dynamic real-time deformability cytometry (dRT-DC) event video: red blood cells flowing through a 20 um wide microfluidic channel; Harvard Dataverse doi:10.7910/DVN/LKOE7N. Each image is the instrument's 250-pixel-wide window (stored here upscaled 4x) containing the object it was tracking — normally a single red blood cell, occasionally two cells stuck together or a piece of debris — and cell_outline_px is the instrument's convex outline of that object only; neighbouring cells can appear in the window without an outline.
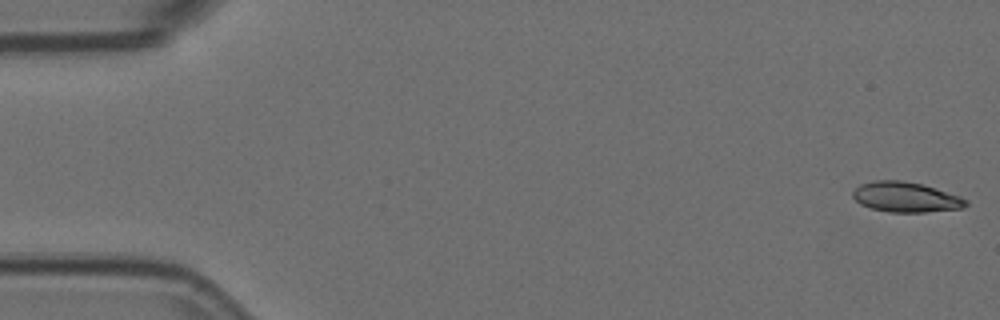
{"species": "Egyptian fruit bat (a non-hibernating species)", "species_latin": "Rousettus aegyptiacus", "temperature_condition": "room temperature", "stored_images_in_passage": 9, "camera_frame_rate_fps": 3000, "um_per_image_px": 0.085, "animal": {"sex": "female"}, "frame": {"image": 1, "passage_image": 1, "time_ms": 0.0, "image_size_px": [1000, 320], "cell_outline_px": [[968, 204], [964, 208], [924, 212], [888, 212], [872, 208], [860, 204], [852, 196], [852, 192], [860, 184], [872, 180], [900, 180], [924, 184], [960, 196], [968, 200]], "centroid_in_image_um": [77.0, 16.74], "position_along_channel_um": 8.0, "area_um2": 20.0}}
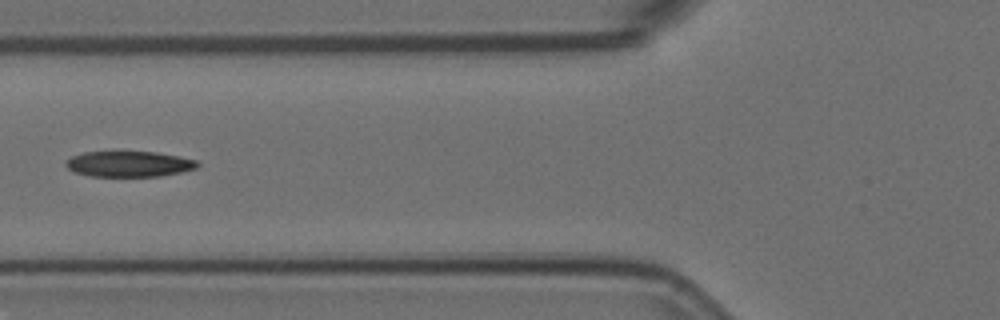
{"frame": {"image": 2, "passage_image": 6, "time_ms": 1.667, "image_size_px": [1000, 320], "cell_outline_px": [[200, 164], [196, 168], [180, 172], [160, 176], [88, 176], [76, 172], [68, 168], [64, 164], [64, 160], [72, 156], [84, 152], [156, 152], [180, 156], [196, 160]], "centroid_in_image_um": [10.95, 13.93], "position_along_channel_um": 114.8, "area_um2": 19.65}}
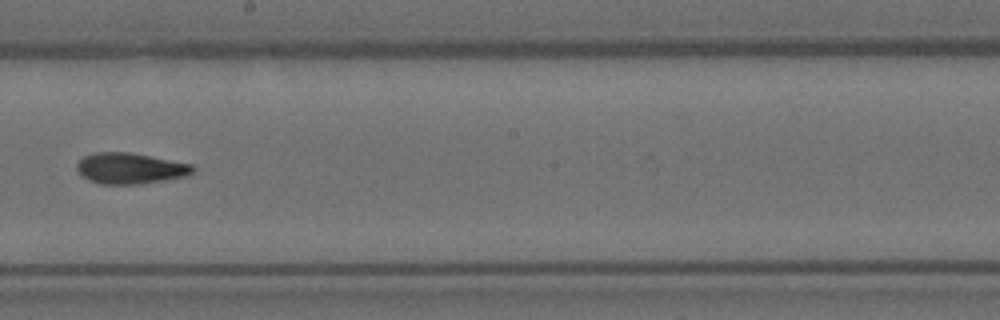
{"frame": {"image": 3, "passage_image": 9, "time_ms": 2.667, "image_size_px": [1000, 320], "cell_outline_px": [[196, 168], [188, 176], [140, 184], [100, 184], [88, 180], [80, 176], [76, 168], [76, 164], [84, 156], [96, 152], [128, 152], [192, 164]], "centroid_in_image_um": [11.04, 14.32], "position_along_channel_um": 237.2, "area_um2": 20.98}}